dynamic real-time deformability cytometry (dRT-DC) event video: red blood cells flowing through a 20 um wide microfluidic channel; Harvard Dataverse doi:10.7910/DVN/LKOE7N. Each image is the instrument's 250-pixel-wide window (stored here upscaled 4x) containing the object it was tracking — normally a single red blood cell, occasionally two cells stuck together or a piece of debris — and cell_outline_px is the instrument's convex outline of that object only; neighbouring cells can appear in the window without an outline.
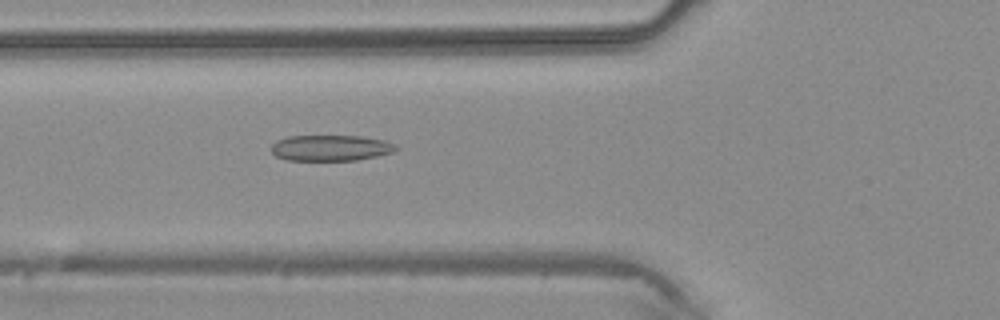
{"species": "common noctule bat (a hibernating species)", "species_latin": "Nyctalus noctula", "temperature_condition": "warm", "stored_images_in_passage": 43, "camera_frame_rate_fps": 3000, "um_per_image_px": 0.085, "animal": {"sex": "male", "body_mass_g": 20.4}, "frame": {"image": 1, "passage_image": 16, "time_ms": 5.0, "image_size_px": [1000, 320], "cell_outline_px": [[400, 148], [392, 152], [376, 156], [356, 160], [288, 160], [276, 156], [272, 152], [272, 144], [276, 140], [288, 136], [360, 136], [384, 140]], "centroid_in_image_um": [28.09, 12.57], "position_along_channel_um": 97.7, "area_um2": 18.67}}
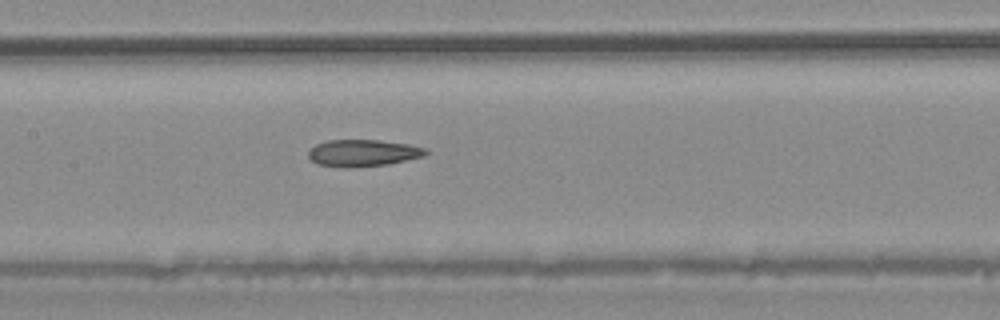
{"frame": {"image": 2, "passage_image": 21, "time_ms": 6.667, "image_size_px": [1000, 320], "cell_outline_px": [[428, 152], [424, 156], [388, 164], [348, 168], [344, 168], [316, 164], [308, 156], [308, 152], [316, 144], [328, 140], [380, 140], [408, 144], [424, 148]], "centroid_in_image_um": [30.83, 13.01], "position_along_channel_um": 176.6, "area_um2": 18.32}}
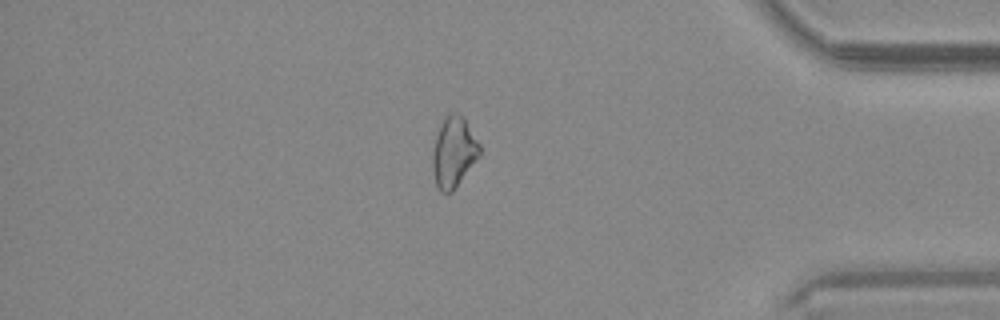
{"frame": {"image": 3, "passage_image": 37, "time_ms": 12.0, "image_size_px": [1000, 320], "cell_outline_px": [[480, 156], [452, 192], [440, 192], [436, 188], [432, 172], [432, 152], [436, 136], [444, 116], [448, 112], [452, 112], [464, 116], [480, 144]], "centroid_in_image_um": [38.55, 12.93], "position_along_channel_um": 396.6, "area_um2": 19.65}}